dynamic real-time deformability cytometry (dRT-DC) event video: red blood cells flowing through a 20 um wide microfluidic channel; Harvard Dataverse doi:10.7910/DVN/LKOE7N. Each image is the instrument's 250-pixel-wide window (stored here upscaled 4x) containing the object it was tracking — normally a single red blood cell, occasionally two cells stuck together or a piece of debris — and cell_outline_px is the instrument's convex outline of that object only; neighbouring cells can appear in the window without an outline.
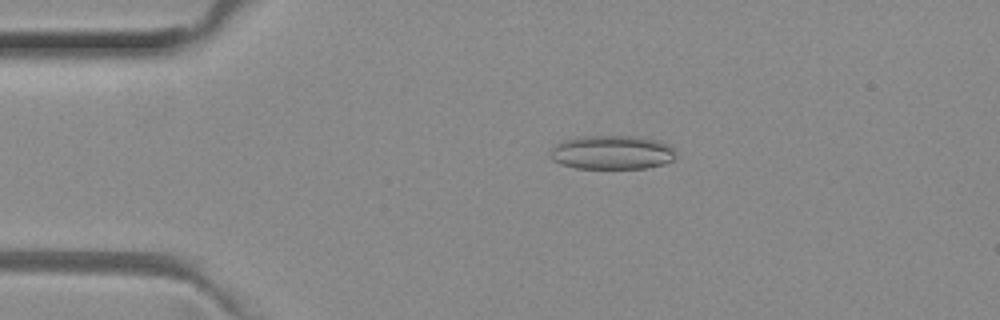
{"species": "common noctule bat (a hibernating species)", "species_latin": "Nyctalus noctula", "temperature_condition": "room temperature", "stored_images_in_passage": 50, "camera_frame_rate_fps": 3000, "um_per_image_px": 0.085, "animal": {"sex": "female", "body_mass_g": 29.2, "forearm_length_mm": 56.3}, "frame": {"image": 1, "passage_image": 9, "time_ms": 2.667, "image_size_px": [1000, 320], "cell_outline_px": [[676, 156], [672, 160], [664, 164], [644, 168], [576, 168], [560, 164], [552, 160], [552, 148], [560, 140], [580, 136], [636, 136], [656, 140], [668, 144], [672, 148]], "centroid_in_image_um": [52.0, 12.95], "position_along_channel_um": 33.0, "area_um2": 24.85}}
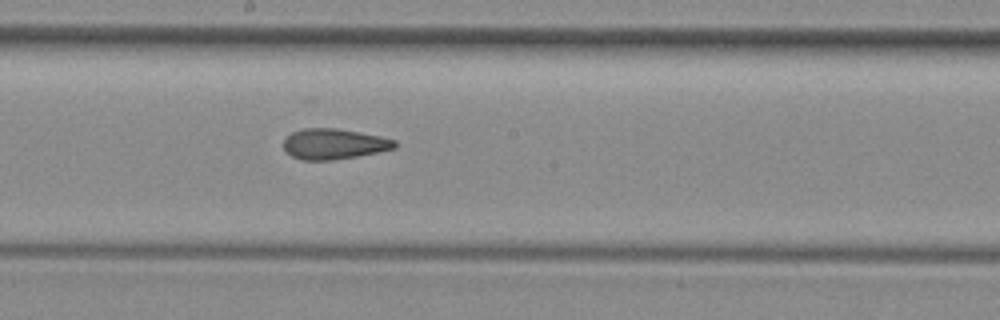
{"frame": {"image": 2, "passage_image": 26, "time_ms": 8.333, "image_size_px": [1000, 320], "cell_outline_px": [[396, 148], [380, 152], [332, 160], [300, 160], [292, 156], [284, 148], [284, 140], [292, 132], [304, 128], [336, 128], [380, 136], [396, 140]], "centroid_in_image_um": [28.4, 12.24], "position_along_channel_um": 219.8, "area_um2": 19.71}}
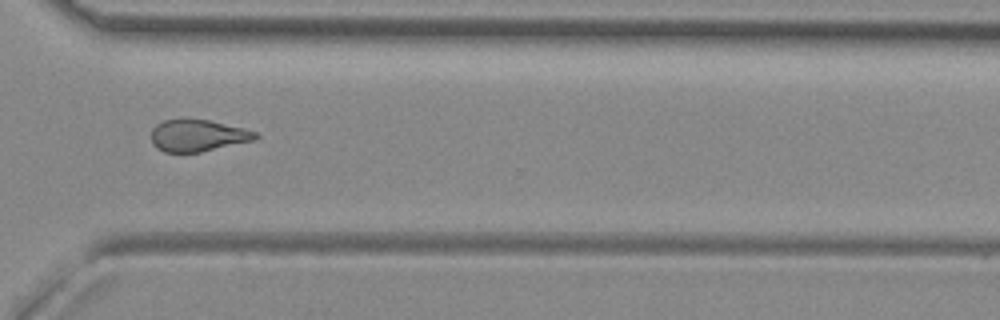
{"frame": {"image": 3, "passage_image": 36, "time_ms": 11.667, "image_size_px": [1000, 320], "cell_outline_px": [[260, 136], [256, 140], [200, 152], [164, 152], [156, 148], [152, 144], [152, 128], [156, 124], [164, 120], [180, 116], [208, 120], [244, 128], [256, 132]], "centroid_in_image_um": [16.79, 11.49], "position_along_channel_um": 353.8, "area_um2": 19.88}, "authors_computed_cell_mechanics": {"area_um2": 20.4901, "velocity_mm_per_s": 4.0268, "shape_relaxation_time_tau1_ms": null, "shape_relaxation_time_tau2_ms": 3.3456, "deformation_change_tau1": null, "deformation_change_tau2": 0.1163}}